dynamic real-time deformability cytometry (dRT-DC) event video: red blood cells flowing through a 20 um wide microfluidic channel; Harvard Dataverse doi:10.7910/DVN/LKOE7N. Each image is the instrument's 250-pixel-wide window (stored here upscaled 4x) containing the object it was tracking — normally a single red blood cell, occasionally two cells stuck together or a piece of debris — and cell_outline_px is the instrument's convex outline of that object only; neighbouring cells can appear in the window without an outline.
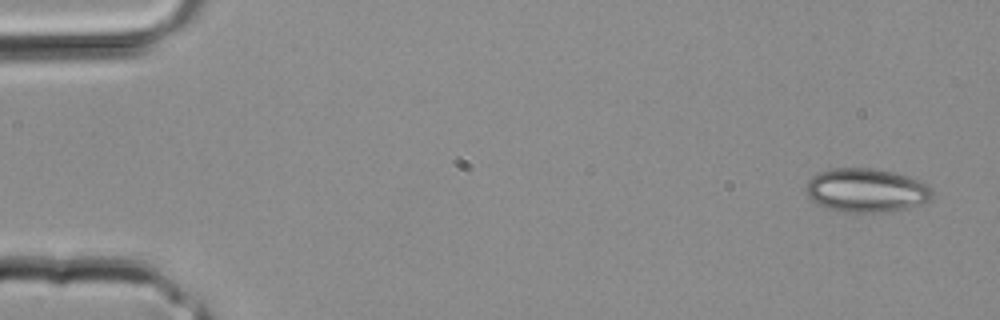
{"species": "common noctule bat (a hibernating species)", "species_latin": "Nyctalus noctula", "temperature_condition": "room temperature", "stored_images_in_passage": 4, "camera_frame_rate_fps": 3000, "um_per_image_px": 0.085, "animal": {"sex": "male", "body_mass_g": 20.4}, "frame": {"image": 1, "passage_image": 1, "time_ms": 0.0, "image_size_px": [1000, 320], "cell_outline_px": [[932, 196], [928, 200], [908, 208], [884, 212], [836, 212], [812, 200], [808, 196], [808, 180], [816, 172], [832, 168], [872, 168], [896, 172], [920, 180], [928, 184], [932, 188]], "centroid_in_image_um": [73.65, 16.16], "position_along_channel_um": 11.4, "area_um2": 32.31}}